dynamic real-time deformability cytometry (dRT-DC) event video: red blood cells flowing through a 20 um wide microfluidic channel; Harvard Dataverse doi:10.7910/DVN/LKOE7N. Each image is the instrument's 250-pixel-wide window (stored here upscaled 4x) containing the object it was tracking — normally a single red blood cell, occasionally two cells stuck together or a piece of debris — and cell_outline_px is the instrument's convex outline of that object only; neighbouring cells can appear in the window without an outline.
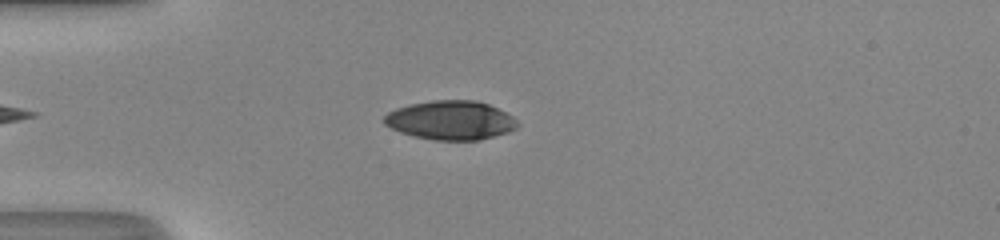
{"species": "human", "species_latin": "Homo sapiens", "temperature_condition": "room temperature", "stored_images_in_passage": 35, "camera_frame_rate_fps": 3000, "um_per_image_px": 0.085, "donor": {"sex": "male"}, "frame": {"image": 1, "passage_image": 3, "time_ms": 0.667, "image_size_px": [1000, 240], "cell_outline_px": [[520, 124], [516, 128], [508, 132], [480, 140], [436, 140], [416, 136], [400, 132], [384, 124], [384, 116], [388, 112], [396, 108], [412, 104], [432, 100], [476, 100], [488, 104], [512, 116]], "centroid_in_image_um": [38.31, 10.22], "position_along_channel_um": 46.7, "area_um2": 30.11}}
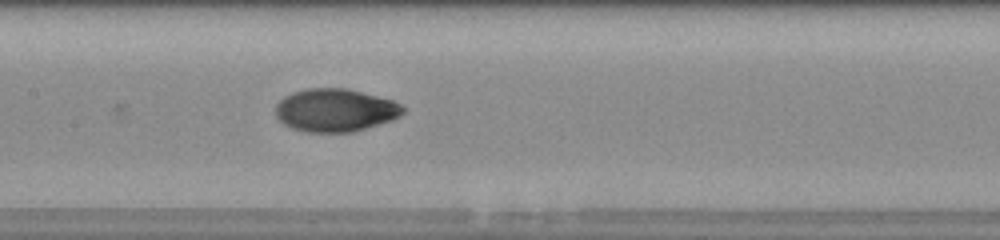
{"frame": {"image": 2, "passage_image": 14, "time_ms": 4.333, "image_size_px": [1000, 240], "cell_outline_px": [[408, 108], [400, 116], [392, 120], [352, 132], [308, 132], [292, 128], [284, 124], [276, 116], [276, 104], [284, 96], [292, 92], [308, 88], [348, 88], [392, 100]], "centroid_in_image_um": [28.51, 9.36], "position_along_channel_um": 178.9, "area_um2": 31.96}}
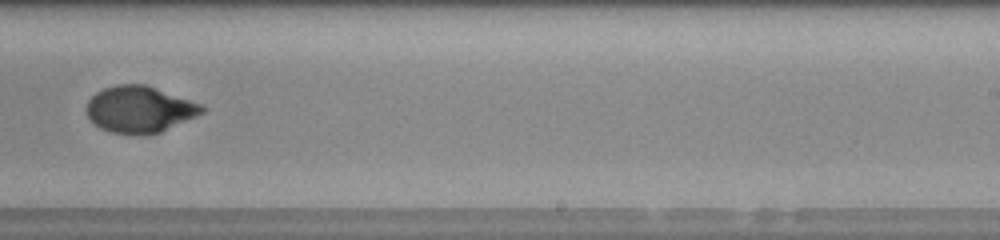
{"frame": {"image": 3, "passage_image": 21, "time_ms": 6.667, "image_size_px": [1000, 240], "cell_outline_px": [[208, 108], [204, 112], [196, 116], [160, 132], [112, 132], [100, 128], [88, 120], [84, 108], [88, 100], [96, 92], [104, 88], [116, 84], [144, 84], [204, 104]], "centroid_in_image_um": [11.85, 9.25], "position_along_channel_um": 277.2, "area_um2": 31.1}, "authors_computed_cell_mechanics": {"area_um2": 31.79, "velocity_mm_per_s": 4.226, "shape_relaxation_time_tau1_ms": 4.6545, "shape_relaxation_time_tau2_ms": 1.6936, "deformation_change_tau1": 0.208, "deformation_change_tau2": 0.0338}}